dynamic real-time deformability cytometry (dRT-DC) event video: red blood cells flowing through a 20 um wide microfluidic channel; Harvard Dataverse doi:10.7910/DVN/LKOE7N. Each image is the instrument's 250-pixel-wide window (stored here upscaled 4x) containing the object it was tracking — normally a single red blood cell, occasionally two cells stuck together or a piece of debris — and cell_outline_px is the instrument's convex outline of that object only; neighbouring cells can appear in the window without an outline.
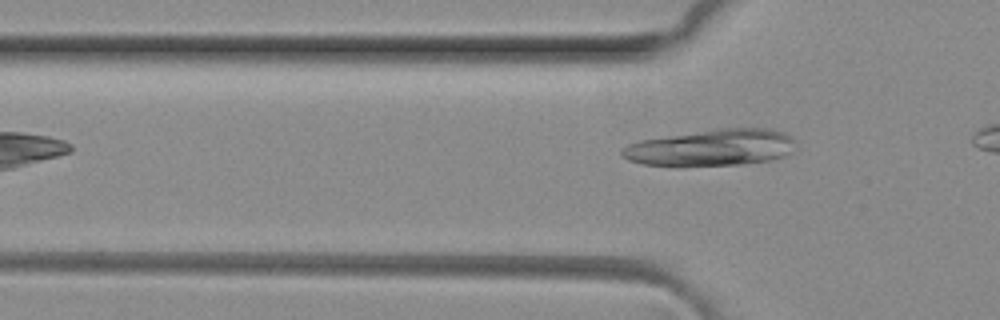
{"species": "common noctule bat (a hibernating species)", "species_latin": "Nyctalus noctula", "temperature_condition": "room temperature", "stored_images_in_passage": 2, "camera_frame_rate_fps": 3000, "um_per_image_px": 0.085, "animal": {"sex": "female", "body_mass_g": 29.2, "forearm_length_mm": 56.3}, "frame": {"image": 1, "passage_image": 2, "time_ms": 0.333, "image_size_px": [1000, 320], "cell_outline_px": [[792, 152], [784, 156], [772, 160], [744, 164], [644, 164], [628, 160], [620, 156], [620, 148], [628, 144], [640, 140], [716, 128], [772, 128], [784, 132], [792, 140]], "centroid_in_image_um": [60.46, 12.52], "position_along_channel_um": 65.3, "area_um2": 36.47}}